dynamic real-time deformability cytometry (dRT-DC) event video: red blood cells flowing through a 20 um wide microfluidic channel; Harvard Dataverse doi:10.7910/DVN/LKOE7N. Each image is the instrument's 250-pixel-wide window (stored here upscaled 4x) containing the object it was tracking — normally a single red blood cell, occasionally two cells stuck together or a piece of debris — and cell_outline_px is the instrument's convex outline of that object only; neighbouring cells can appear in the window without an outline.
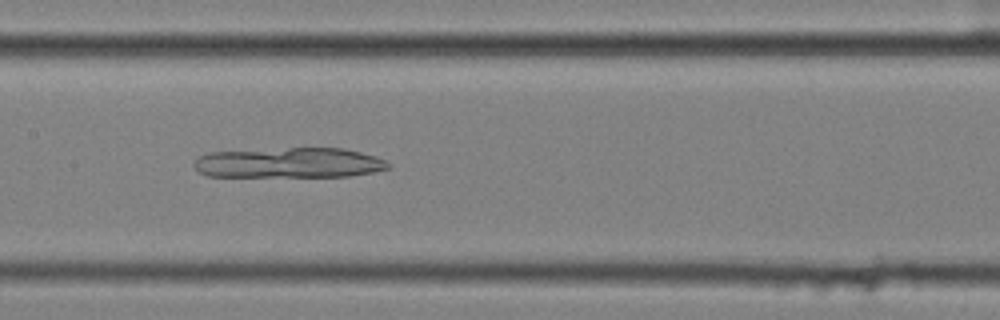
{"species": "common noctule bat (a hibernating species)", "species_latin": "Nyctalus noctula", "temperature_condition": "cold", "stored_images_in_passage": 56, "camera_frame_rate_fps": 3000, "um_per_image_px": 0.085, "animal": {"sex": "female", "body_mass_g": 25.1}, "frame": {"image": 1, "passage_image": 28, "time_ms": 9.0, "image_size_px": [1000, 320], "cell_outline_px": [[392, 164], [388, 168], [372, 172], [348, 176], [208, 176], [200, 172], [192, 164], [196, 156], [208, 152], [288, 148], [344, 148], [376, 156]], "centroid_in_image_um": [24.55, 13.83], "position_along_channel_um": 182.9, "area_um2": 34.22}}
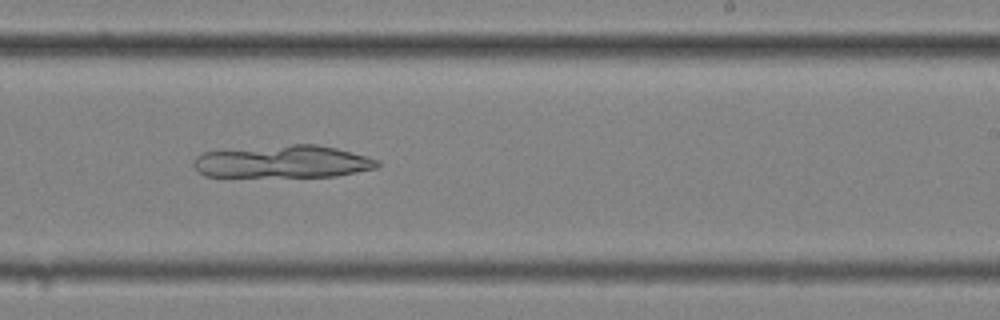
{"frame": {"image": 2, "passage_image": 35, "time_ms": 11.333, "image_size_px": [1000, 320], "cell_outline_px": [[380, 164], [376, 168], [336, 176], [204, 176], [192, 164], [192, 160], [196, 156], [204, 152], [292, 144], [316, 144], [336, 148], [368, 156], [380, 160]], "centroid_in_image_um": [24.08, 13.74], "position_along_channel_um": 264.9, "area_um2": 34.62}}
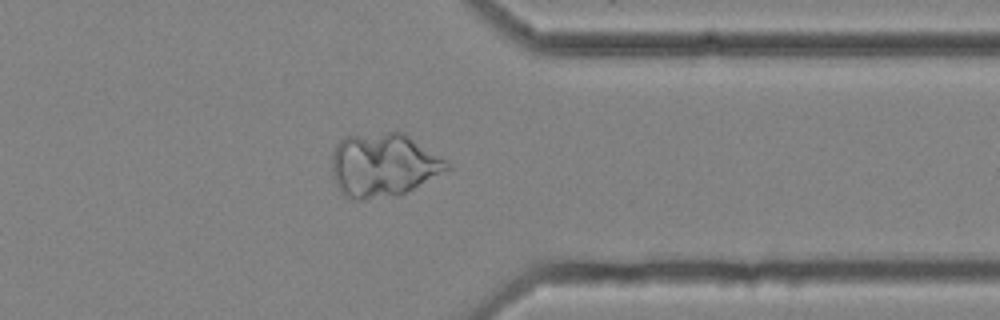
{"frame": {"image": 3, "passage_image": 45, "time_ms": 14.667, "image_size_px": [1000, 320], "cell_outline_px": [[452, 168], [404, 192], [364, 200], [356, 200], [344, 196], [340, 192], [332, 176], [332, 152], [336, 144], [344, 136], [388, 132], [404, 132], [448, 160], [452, 164]], "centroid_in_image_um": [32.57, 14.0], "position_along_channel_um": 378.8, "area_um2": 42.71}}